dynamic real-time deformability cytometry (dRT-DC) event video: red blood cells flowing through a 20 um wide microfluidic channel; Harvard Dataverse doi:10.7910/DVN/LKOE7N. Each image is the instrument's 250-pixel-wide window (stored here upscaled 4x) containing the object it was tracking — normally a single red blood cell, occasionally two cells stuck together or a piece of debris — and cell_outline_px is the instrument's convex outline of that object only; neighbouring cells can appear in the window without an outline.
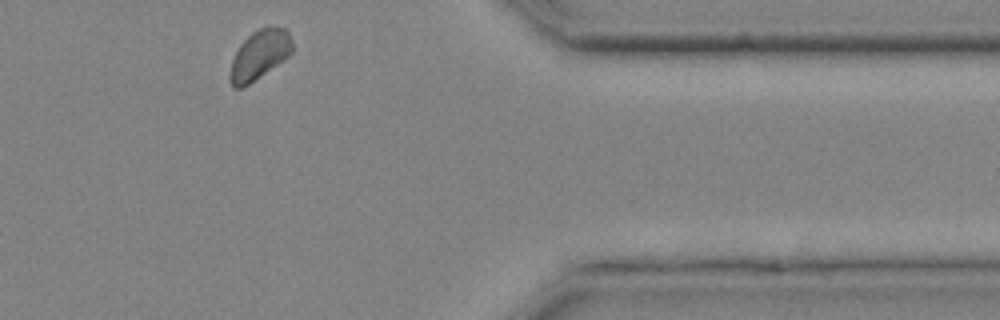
{"species": "common noctule bat (a hibernating species)", "species_latin": "Nyctalus noctula", "temperature_condition": "cold", "stored_images_in_passage": 19, "camera_frame_rate_fps": 3000, "um_per_image_px": 0.085, "animal": {"sex": "male", "body_mass_g": 20.4}, "frame": {"image": 1, "passage_image": 19, "time_ms": 6.0, "image_size_px": [1000, 320], "cell_outline_px": [[292, 52], [284, 60], [248, 84], [240, 88], [232, 88], [228, 76], [232, 60], [240, 44], [252, 32], [260, 28], [284, 28], [288, 32], [292, 40]], "centroid_in_image_um": [22.03, 4.68], "position_along_channel_um": 389.4, "area_um2": 17.63}}